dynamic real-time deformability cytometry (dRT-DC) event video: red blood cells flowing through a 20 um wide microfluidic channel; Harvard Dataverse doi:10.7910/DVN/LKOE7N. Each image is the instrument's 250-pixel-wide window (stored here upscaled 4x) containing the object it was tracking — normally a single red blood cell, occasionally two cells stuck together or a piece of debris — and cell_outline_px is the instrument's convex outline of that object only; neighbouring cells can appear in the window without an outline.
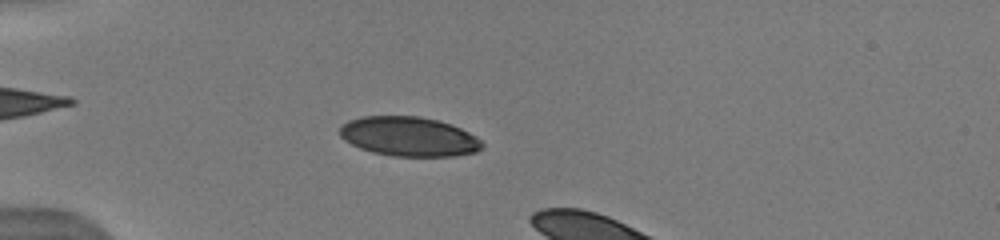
{"species": "human", "species_latin": "Homo sapiens", "temperature_condition": "warm", "stored_images_in_passage": 13, "camera_frame_rate_fps": 3000, "um_per_image_px": 0.085, "donor": {"sex": "male"}, "frame": {"image": 1, "passage_image": 10, "time_ms": 4.333, "image_size_px": [1000, 240], "cell_outline_px": [[484, 148], [476, 152], [456, 156], [392, 156], [372, 152], [360, 148], [344, 140], [340, 136], [340, 128], [348, 120], [364, 116], [420, 116], [452, 124], [476, 136], [484, 144]], "centroid_in_image_um": [34.78, 11.61], "position_along_channel_um": 50.2, "area_um2": 32.83}}